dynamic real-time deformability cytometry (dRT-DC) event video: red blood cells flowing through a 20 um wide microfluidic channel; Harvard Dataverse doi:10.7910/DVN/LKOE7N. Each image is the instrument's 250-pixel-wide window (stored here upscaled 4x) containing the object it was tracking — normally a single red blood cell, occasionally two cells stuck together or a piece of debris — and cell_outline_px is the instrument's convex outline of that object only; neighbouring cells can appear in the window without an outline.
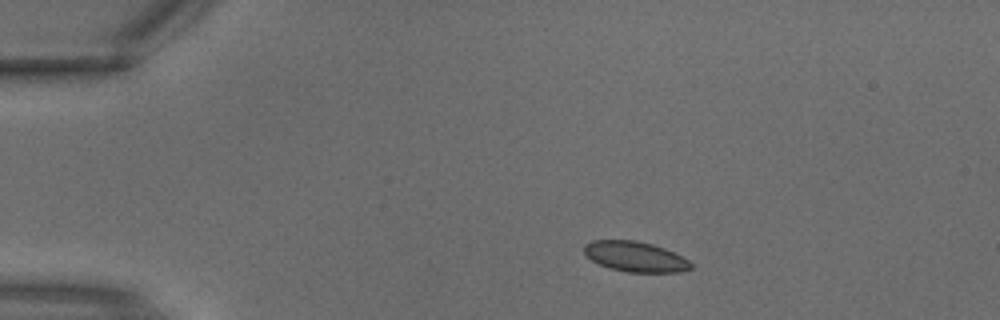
{"species": "common noctule bat (a hibernating species)", "species_latin": "Nyctalus noctula", "temperature_condition": "warm", "stored_images_in_passage": 2, "camera_frame_rate_fps": 3000, "um_per_image_px": 0.085, "animal": {"sex": "male", "body_mass_g": 18.8}, "frame": {"image": 1, "passage_image": 1, "time_ms": 0.0, "image_size_px": [1000, 320], "cell_outline_px": [[692, 268], [680, 272], [628, 272], [612, 268], [600, 264], [592, 260], [584, 252], [584, 244], [592, 240], [636, 240], [652, 244], [664, 248], [688, 260], [692, 264]], "centroid_in_image_um": [53.99, 21.8], "position_along_channel_um": 31.0, "area_um2": 18.61}}